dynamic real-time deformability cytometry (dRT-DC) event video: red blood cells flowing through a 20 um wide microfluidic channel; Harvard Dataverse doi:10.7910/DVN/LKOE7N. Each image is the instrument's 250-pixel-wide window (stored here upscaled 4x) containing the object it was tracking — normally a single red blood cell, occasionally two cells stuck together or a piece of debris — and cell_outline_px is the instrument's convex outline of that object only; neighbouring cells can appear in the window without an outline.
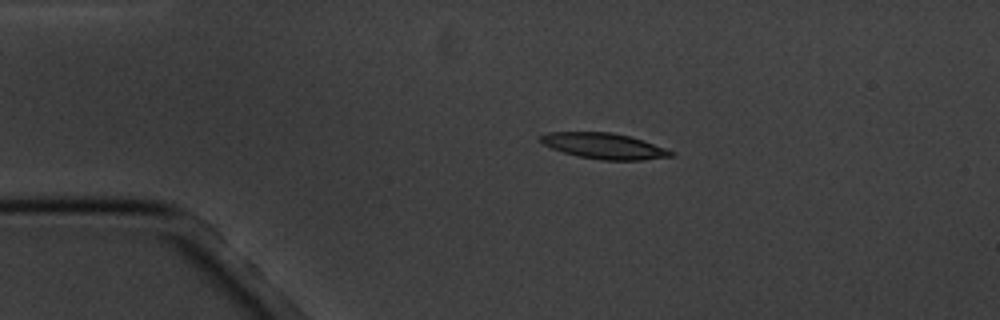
{"species": "common noctule bat (a hibernating species)", "species_latin": "Nyctalus noctula", "temperature_condition": "cold", "stored_images_in_passage": 7, "camera_frame_rate_fps": 3000, "um_per_image_px": 0.085, "animal": {"sex": "male", "body_mass_g": 20.1, "forearm_length_mm": 53.5}, "frame": {"image": 1, "passage_image": 3, "time_ms": 3.333, "image_size_px": [1000, 320], "cell_outline_px": [[676, 152], [672, 156], [640, 160], [604, 160], [580, 156], [564, 152], [552, 148], [544, 144], [536, 136], [548, 132], [612, 132], [628, 136]], "centroid_in_image_um": [51.3, 12.4], "position_along_channel_um": 33.7, "area_um2": 19.25}}
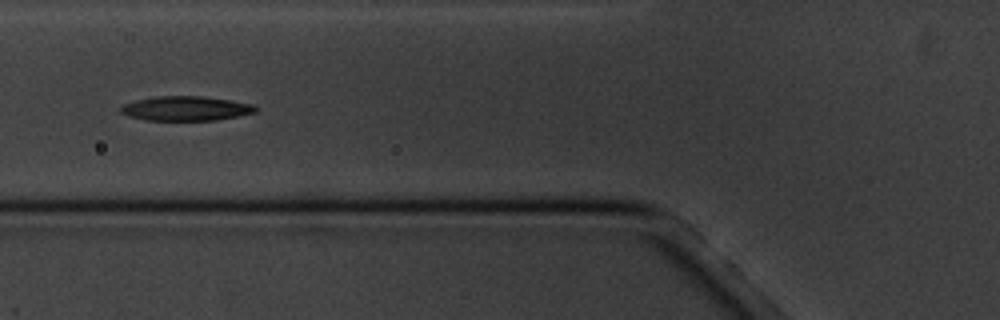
{"frame": {"image": 2, "passage_image": 6, "time_ms": 6.667, "image_size_px": [1000, 320], "cell_outline_px": [[256, 112], [240, 116], [216, 120], [144, 120], [128, 116], [120, 112], [120, 104], [136, 100], [156, 96], [204, 96], [252, 104], [256, 108]], "centroid_in_image_um": [15.75, 9.22], "position_along_channel_um": 110.1, "area_um2": 19.31}}
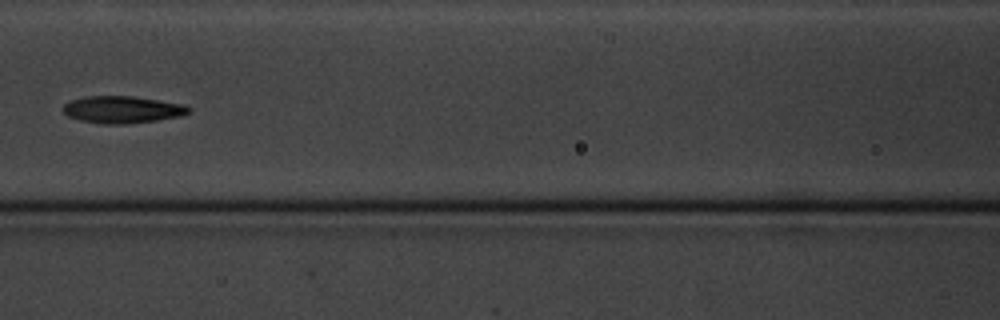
{"frame": {"image": 3, "passage_image": 7, "time_ms": 8.0, "image_size_px": [1000, 320], "cell_outline_px": [[192, 112], [180, 116], [156, 120], [124, 124], [104, 124], [80, 120], [68, 116], [60, 108], [64, 104], [72, 100], [84, 96], [132, 96], [184, 104], [192, 108]], "centroid_in_image_um": [10.4, 9.31], "position_along_channel_um": 156.2, "area_um2": 19.88}}